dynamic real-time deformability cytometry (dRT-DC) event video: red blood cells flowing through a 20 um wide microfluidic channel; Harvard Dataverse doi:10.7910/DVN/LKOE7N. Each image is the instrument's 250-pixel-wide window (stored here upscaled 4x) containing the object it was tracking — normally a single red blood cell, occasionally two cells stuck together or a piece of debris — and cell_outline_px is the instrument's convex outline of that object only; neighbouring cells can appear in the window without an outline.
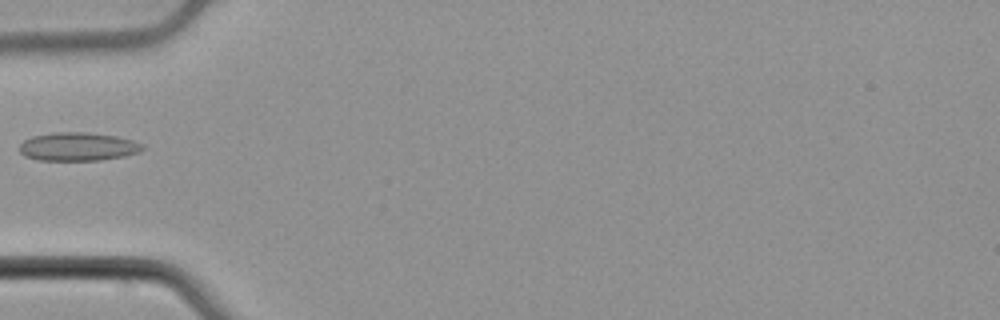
{"species": "common noctule bat (a hibernating species)", "species_latin": "Nyctalus noctula", "temperature_condition": "cold", "stored_images_in_passage": 6, "camera_frame_rate_fps": 3000, "um_per_image_px": 0.085, "animal": {"sex": "male", "body_mass_g": 21.5, "forearm_length_mm": 52.0}, "frame": {"image": 1, "passage_image": 5, "time_ms": 1.333, "image_size_px": [1000, 320], "cell_outline_px": [[144, 148], [140, 152], [124, 156], [100, 160], [36, 160], [24, 156], [20, 152], [20, 144], [24, 140], [32, 136], [52, 132], [88, 132], [116, 136], [132, 140], [144, 144]], "centroid_in_image_um": [6.62, 12.46], "position_along_channel_um": 78.4, "area_um2": 20.52}}
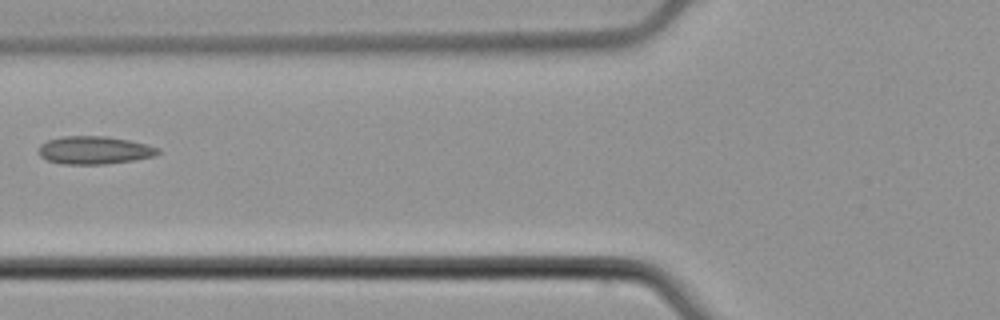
{"frame": {"image": 2, "passage_image": 6, "time_ms": 1.667, "image_size_px": [1000, 320], "cell_outline_px": [[160, 152], [156, 156], [132, 160], [104, 164], [64, 164], [48, 160], [40, 156], [40, 144], [48, 140], [64, 136], [108, 136], [128, 140], [160, 148]], "centroid_in_image_um": [8.04, 12.76], "position_along_channel_um": 117.8, "area_um2": 19.25}}